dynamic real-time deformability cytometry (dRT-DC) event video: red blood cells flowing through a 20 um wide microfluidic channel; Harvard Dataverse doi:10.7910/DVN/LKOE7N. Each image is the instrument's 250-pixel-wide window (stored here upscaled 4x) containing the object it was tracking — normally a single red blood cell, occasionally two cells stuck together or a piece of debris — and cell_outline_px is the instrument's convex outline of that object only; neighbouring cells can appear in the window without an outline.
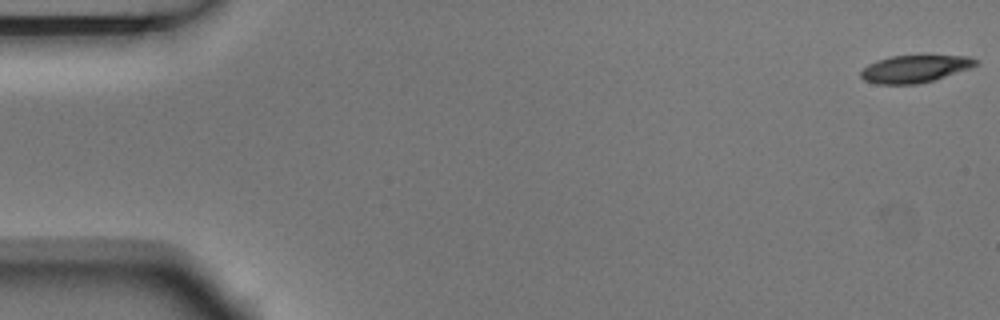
{"species": "Egyptian fruit bat (a non-hibernating species)", "species_latin": "Rousettus aegyptiacus", "temperature_condition": "room temperature", "stored_images_in_passage": 4, "camera_frame_rate_fps": 3000, "um_per_image_px": 0.085, "animal": {"sex": "male"}, "frame": {"image": 1, "passage_image": 1, "time_ms": 0.0, "image_size_px": [1000, 320], "cell_outline_px": [[980, 64], [932, 80], [916, 84], [880, 84], [864, 80], [860, 76], [860, 72], [868, 64], [876, 60], [892, 56], [968, 56], [980, 60]], "centroid_in_image_um": [77.74, 5.84], "position_along_channel_um": 7.3, "area_um2": 18.03}}
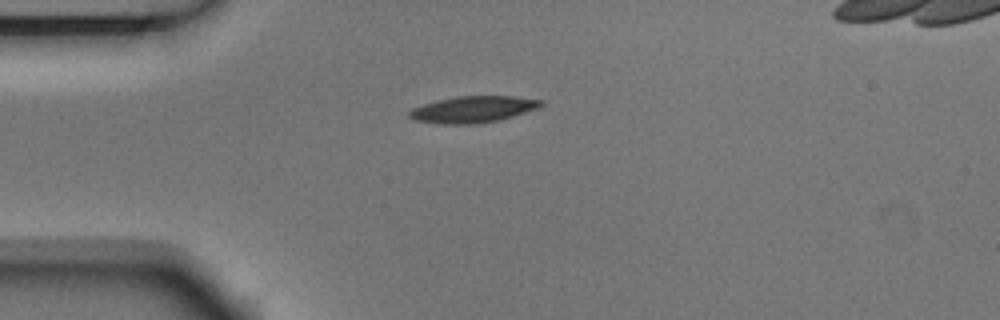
{"frame": {"image": 2, "passage_image": 4, "time_ms": 1.0, "image_size_px": [1000, 320], "cell_outline_px": [[544, 104], [540, 108], [500, 120], [472, 124], [444, 124], [416, 120], [408, 116], [408, 112], [412, 108], [436, 100], [456, 96], [512, 96], [544, 100]], "centroid_in_image_um": [40.25, 9.29], "position_along_channel_um": 44.8, "area_um2": 20.4}}